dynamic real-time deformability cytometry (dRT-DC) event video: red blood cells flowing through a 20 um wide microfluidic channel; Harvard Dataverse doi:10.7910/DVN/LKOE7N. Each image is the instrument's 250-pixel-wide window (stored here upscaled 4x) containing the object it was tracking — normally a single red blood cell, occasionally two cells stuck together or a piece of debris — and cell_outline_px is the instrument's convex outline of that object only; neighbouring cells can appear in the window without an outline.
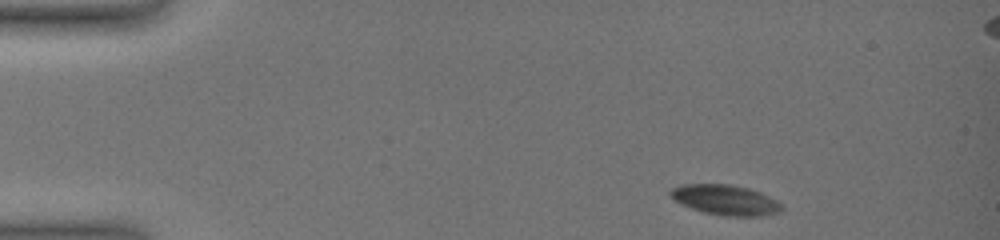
{"species": "common noctule bat (a hibernating species)", "species_latin": "Nyctalus noctula", "temperature_condition": "warm", "stored_images_in_passage": 22, "camera_frame_rate_fps": 3000, "um_per_image_px": 0.085, "animal": {"sex": "female", "body_mass_g": 19.0, "forearm_length_mm": 51.5}, "frame": {"image": 1, "passage_image": 1, "time_ms": 0.0, "image_size_px": [1000, 240], "cell_outline_px": [[780, 212], [760, 216], [724, 216], [704, 212], [680, 204], [668, 192], [672, 188], [684, 184], [728, 184], [748, 188], [760, 192], [776, 200], [780, 204]], "centroid_in_image_um": [61.64, 16.99], "position_along_channel_um": 23.4, "area_um2": 19.31}}
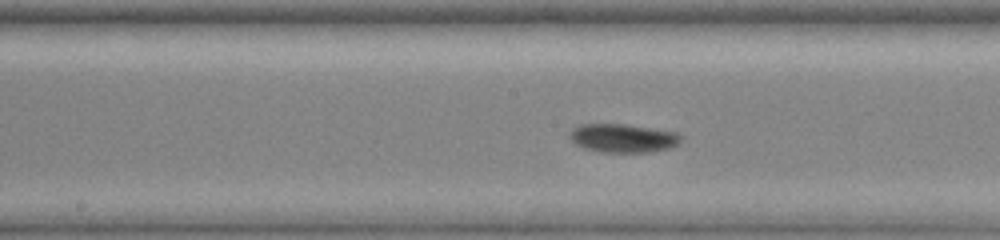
{"frame": {"image": 2, "passage_image": 19, "time_ms": 6.667, "image_size_px": [1000, 240], "cell_outline_px": [[684, 136], [672, 148], [652, 152], [600, 152], [584, 148], [576, 144], [568, 136], [568, 132], [572, 128], [580, 124], [624, 124], [676, 132]], "centroid_in_image_um": [52.94, 11.74], "position_along_channel_um": 195.3, "area_um2": 18.67}}
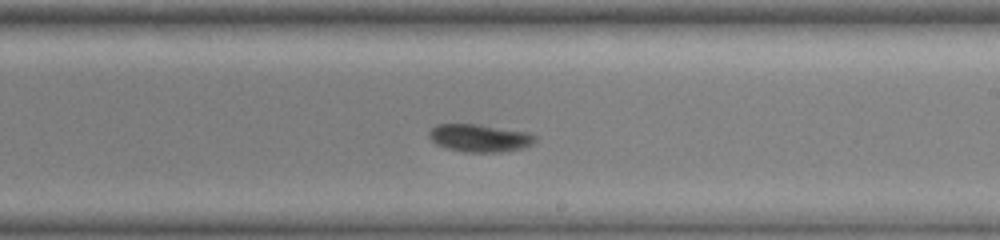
{"frame": {"image": 3, "passage_image": 22, "time_ms": 8.0, "image_size_px": [1000, 240], "cell_outline_px": [[536, 140], [532, 144], [524, 148], [500, 152], [464, 152], [448, 148], [436, 144], [428, 136], [428, 132], [436, 124], [480, 124], [528, 132], [536, 136]], "centroid_in_image_um": [40.78, 11.72], "position_along_channel_um": 248.2, "area_um2": 17.22}}